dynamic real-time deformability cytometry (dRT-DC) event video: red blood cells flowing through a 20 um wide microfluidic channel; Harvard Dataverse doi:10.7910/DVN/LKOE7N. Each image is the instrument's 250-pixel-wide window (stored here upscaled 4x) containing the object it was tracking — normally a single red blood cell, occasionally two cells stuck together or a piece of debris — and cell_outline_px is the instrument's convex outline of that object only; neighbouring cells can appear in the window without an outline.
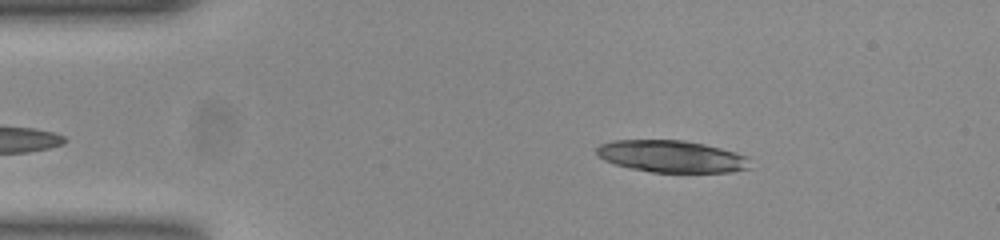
{"species": "common noctule bat (a hibernating species)", "species_latin": "Nyctalus noctula", "temperature_condition": "room temperature", "stored_images_in_passage": 40, "camera_frame_rate_fps": 3000, "um_per_image_px": 0.085, "animal": {"sex": "female", "body_mass_g": 23.0, "forearm_length_mm": 53.4}, "frame": {"image": 1, "passage_image": 4, "time_ms": 1.0, "image_size_px": [1000, 240], "cell_outline_px": [[748, 168], [732, 172], [652, 172], [632, 168], [616, 164], [604, 160], [596, 152], [596, 148], [600, 144], [612, 140], [684, 140], [704, 144], [736, 152], [748, 156]], "centroid_in_image_um": [57.08, 13.28], "position_along_channel_um": 27.9, "area_um2": 28.44}, "authors_computed_cell_mechanics": {"area_um2": 24.276, "velocity_mm_per_s": 3.8567, "shape_relaxation_time_tau1_ms": 1.6769, "shape_relaxation_time_tau2_ms": 2.249, "deformation_change_tau1": 0.296, "deformation_change_tau2": 0.0692}}